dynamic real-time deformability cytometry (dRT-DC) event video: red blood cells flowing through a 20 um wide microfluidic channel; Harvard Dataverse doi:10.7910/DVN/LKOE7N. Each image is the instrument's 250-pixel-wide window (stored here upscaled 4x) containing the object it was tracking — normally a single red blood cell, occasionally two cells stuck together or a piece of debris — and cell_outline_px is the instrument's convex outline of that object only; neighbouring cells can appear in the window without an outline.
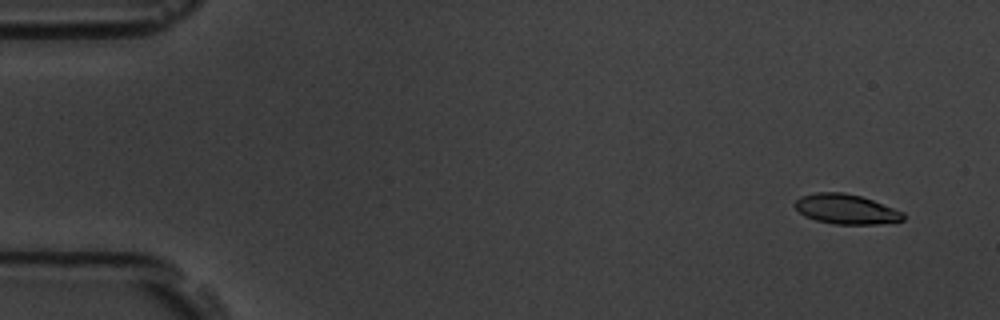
{"species": "common noctule bat (a hibernating species)", "species_latin": "Nyctalus noctula", "temperature_condition": "room temperature", "stored_images_in_passage": 5, "camera_frame_rate_fps": 3000, "um_per_image_px": 0.085, "animal": {"sex": "male", "body_mass_g": 19.5, "forearm_length_mm": 54.6}, "frame": {"image": 1, "passage_image": 2, "time_ms": 1.0, "image_size_px": [1000, 320], "cell_outline_px": [[904, 220], [876, 224], [836, 224], [816, 220], [804, 216], [792, 204], [800, 196], [816, 192], [844, 192], [860, 196], [872, 200], [904, 212]], "centroid_in_image_um": [71.88, 17.77], "position_along_channel_um": 13.1, "area_um2": 18.79}}
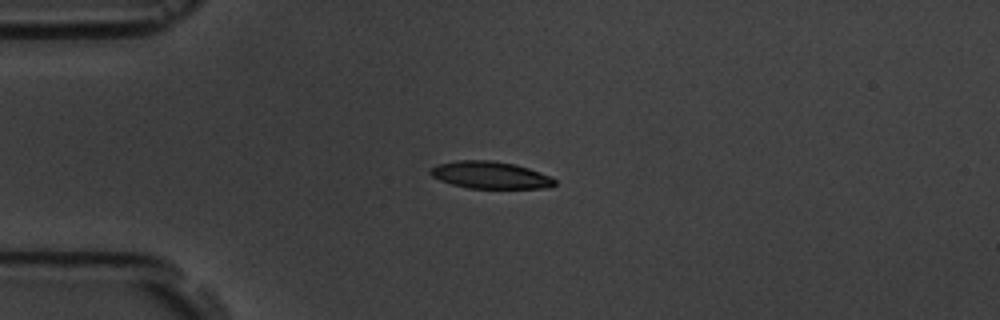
{"frame": {"image": 2, "passage_image": 5, "time_ms": 4.667, "image_size_px": [1000, 320], "cell_outline_px": [[556, 184], [548, 188], [468, 188], [452, 184], [440, 180], [432, 176], [428, 172], [432, 168], [440, 164], [456, 160], [492, 160], [516, 164], [552, 176], [556, 180]], "centroid_in_image_um": [41.71, 14.88], "position_along_channel_um": 43.3, "area_um2": 19.71}}